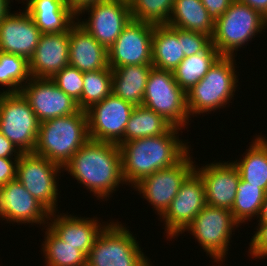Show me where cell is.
<instances>
[{"mask_svg": "<svg viewBox=\"0 0 267 266\" xmlns=\"http://www.w3.org/2000/svg\"><path fill=\"white\" fill-rule=\"evenodd\" d=\"M134 105L111 92L101 102L86 110L91 140L124 143V130Z\"/></svg>", "mask_w": 267, "mask_h": 266, "instance_id": "cell-13", "label": "cell"}, {"mask_svg": "<svg viewBox=\"0 0 267 266\" xmlns=\"http://www.w3.org/2000/svg\"><path fill=\"white\" fill-rule=\"evenodd\" d=\"M69 65L81 72L107 68L108 50L77 21L69 29Z\"/></svg>", "mask_w": 267, "mask_h": 266, "instance_id": "cell-22", "label": "cell"}, {"mask_svg": "<svg viewBox=\"0 0 267 266\" xmlns=\"http://www.w3.org/2000/svg\"><path fill=\"white\" fill-rule=\"evenodd\" d=\"M40 122L28 101L19 93H0V132L21 153H33Z\"/></svg>", "mask_w": 267, "mask_h": 266, "instance_id": "cell-9", "label": "cell"}, {"mask_svg": "<svg viewBox=\"0 0 267 266\" xmlns=\"http://www.w3.org/2000/svg\"><path fill=\"white\" fill-rule=\"evenodd\" d=\"M114 221L111 219L99 233L86 257V266H152L137 237L126 224Z\"/></svg>", "mask_w": 267, "mask_h": 266, "instance_id": "cell-6", "label": "cell"}, {"mask_svg": "<svg viewBox=\"0 0 267 266\" xmlns=\"http://www.w3.org/2000/svg\"><path fill=\"white\" fill-rule=\"evenodd\" d=\"M206 206L204 185L201 177L193 171L181 184L169 208L158 219L164 222L166 238H178Z\"/></svg>", "mask_w": 267, "mask_h": 266, "instance_id": "cell-14", "label": "cell"}, {"mask_svg": "<svg viewBox=\"0 0 267 266\" xmlns=\"http://www.w3.org/2000/svg\"><path fill=\"white\" fill-rule=\"evenodd\" d=\"M11 1L13 2V0H0V20L10 11Z\"/></svg>", "mask_w": 267, "mask_h": 266, "instance_id": "cell-43", "label": "cell"}, {"mask_svg": "<svg viewBox=\"0 0 267 266\" xmlns=\"http://www.w3.org/2000/svg\"><path fill=\"white\" fill-rule=\"evenodd\" d=\"M20 93L28 101L39 122L76 113L77 102L65 94L51 78L31 79Z\"/></svg>", "mask_w": 267, "mask_h": 266, "instance_id": "cell-16", "label": "cell"}, {"mask_svg": "<svg viewBox=\"0 0 267 266\" xmlns=\"http://www.w3.org/2000/svg\"><path fill=\"white\" fill-rule=\"evenodd\" d=\"M45 230L41 253L45 266H86V255L76 247L62 241L48 226Z\"/></svg>", "mask_w": 267, "mask_h": 266, "instance_id": "cell-30", "label": "cell"}, {"mask_svg": "<svg viewBox=\"0 0 267 266\" xmlns=\"http://www.w3.org/2000/svg\"><path fill=\"white\" fill-rule=\"evenodd\" d=\"M83 81L81 99L77 105L80 110L86 111L112 92V69L108 66L97 71L83 72Z\"/></svg>", "mask_w": 267, "mask_h": 266, "instance_id": "cell-33", "label": "cell"}, {"mask_svg": "<svg viewBox=\"0 0 267 266\" xmlns=\"http://www.w3.org/2000/svg\"><path fill=\"white\" fill-rule=\"evenodd\" d=\"M233 0H201L212 20L216 21L226 12Z\"/></svg>", "mask_w": 267, "mask_h": 266, "instance_id": "cell-39", "label": "cell"}, {"mask_svg": "<svg viewBox=\"0 0 267 266\" xmlns=\"http://www.w3.org/2000/svg\"><path fill=\"white\" fill-rule=\"evenodd\" d=\"M21 154L13 143L0 132V158H19Z\"/></svg>", "mask_w": 267, "mask_h": 266, "instance_id": "cell-40", "label": "cell"}, {"mask_svg": "<svg viewBox=\"0 0 267 266\" xmlns=\"http://www.w3.org/2000/svg\"><path fill=\"white\" fill-rule=\"evenodd\" d=\"M215 21L209 16L201 0H174L167 25L208 35L214 32Z\"/></svg>", "mask_w": 267, "mask_h": 266, "instance_id": "cell-27", "label": "cell"}, {"mask_svg": "<svg viewBox=\"0 0 267 266\" xmlns=\"http://www.w3.org/2000/svg\"><path fill=\"white\" fill-rule=\"evenodd\" d=\"M194 171L203 181L206 205L231 210L240 181V173L232 161L214 160L201 167L195 163Z\"/></svg>", "mask_w": 267, "mask_h": 266, "instance_id": "cell-18", "label": "cell"}, {"mask_svg": "<svg viewBox=\"0 0 267 266\" xmlns=\"http://www.w3.org/2000/svg\"><path fill=\"white\" fill-rule=\"evenodd\" d=\"M267 137L257 135L250 142V147L243 153V158L232 160L240 173V179L250 185L262 188L267 193ZM240 160V161H239Z\"/></svg>", "mask_w": 267, "mask_h": 266, "instance_id": "cell-26", "label": "cell"}, {"mask_svg": "<svg viewBox=\"0 0 267 266\" xmlns=\"http://www.w3.org/2000/svg\"><path fill=\"white\" fill-rule=\"evenodd\" d=\"M19 158H0V187L16 179Z\"/></svg>", "mask_w": 267, "mask_h": 266, "instance_id": "cell-38", "label": "cell"}, {"mask_svg": "<svg viewBox=\"0 0 267 266\" xmlns=\"http://www.w3.org/2000/svg\"><path fill=\"white\" fill-rule=\"evenodd\" d=\"M211 44L204 52L185 57L173 71L175 81L185 91L195 86L220 57Z\"/></svg>", "mask_w": 267, "mask_h": 266, "instance_id": "cell-28", "label": "cell"}, {"mask_svg": "<svg viewBox=\"0 0 267 266\" xmlns=\"http://www.w3.org/2000/svg\"><path fill=\"white\" fill-rule=\"evenodd\" d=\"M42 34L24 8L19 13L10 10L0 20V52L16 54L29 61Z\"/></svg>", "mask_w": 267, "mask_h": 266, "instance_id": "cell-19", "label": "cell"}, {"mask_svg": "<svg viewBox=\"0 0 267 266\" xmlns=\"http://www.w3.org/2000/svg\"><path fill=\"white\" fill-rule=\"evenodd\" d=\"M49 215L50 212L17 179L0 187V218L2 221L45 227L48 226L46 224L49 222Z\"/></svg>", "mask_w": 267, "mask_h": 266, "instance_id": "cell-17", "label": "cell"}, {"mask_svg": "<svg viewBox=\"0 0 267 266\" xmlns=\"http://www.w3.org/2000/svg\"><path fill=\"white\" fill-rule=\"evenodd\" d=\"M211 44V38L208 35L182 29V50L185 57L202 53Z\"/></svg>", "mask_w": 267, "mask_h": 266, "instance_id": "cell-36", "label": "cell"}, {"mask_svg": "<svg viewBox=\"0 0 267 266\" xmlns=\"http://www.w3.org/2000/svg\"><path fill=\"white\" fill-rule=\"evenodd\" d=\"M235 58L220 56L204 77L186 92L190 118L217 112L232 103L239 82Z\"/></svg>", "mask_w": 267, "mask_h": 266, "instance_id": "cell-4", "label": "cell"}, {"mask_svg": "<svg viewBox=\"0 0 267 266\" xmlns=\"http://www.w3.org/2000/svg\"><path fill=\"white\" fill-rule=\"evenodd\" d=\"M90 139L86 111L57 117L40 123L34 154L62 168Z\"/></svg>", "mask_w": 267, "mask_h": 266, "instance_id": "cell-3", "label": "cell"}, {"mask_svg": "<svg viewBox=\"0 0 267 266\" xmlns=\"http://www.w3.org/2000/svg\"><path fill=\"white\" fill-rule=\"evenodd\" d=\"M240 226L231 210L206 205L184 232L192 234L204 252L222 266L235 234L232 232Z\"/></svg>", "mask_w": 267, "mask_h": 266, "instance_id": "cell-8", "label": "cell"}, {"mask_svg": "<svg viewBox=\"0 0 267 266\" xmlns=\"http://www.w3.org/2000/svg\"><path fill=\"white\" fill-rule=\"evenodd\" d=\"M152 65H127L112 69V92L134 106H142Z\"/></svg>", "mask_w": 267, "mask_h": 266, "instance_id": "cell-25", "label": "cell"}, {"mask_svg": "<svg viewBox=\"0 0 267 266\" xmlns=\"http://www.w3.org/2000/svg\"><path fill=\"white\" fill-rule=\"evenodd\" d=\"M63 168L45 157L22 153L17 162L16 179L50 213L58 211L59 175ZM57 203V204H56ZM57 207V208H56Z\"/></svg>", "mask_w": 267, "mask_h": 266, "instance_id": "cell-10", "label": "cell"}, {"mask_svg": "<svg viewBox=\"0 0 267 266\" xmlns=\"http://www.w3.org/2000/svg\"><path fill=\"white\" fill-rule=\"evenodd\" d=\"M69 7L78 14L84 7L102 0H65Z\"/></svg>", "mask_w": 267, "mask_h": 266, "instance_id": "cell-42", "label": "cell"}, {"mask_svg": "<svg viewBox=\"0 0 267 266\" xmlns=\"http://www.w3.org/2000/svg\"><path fill=\"white\" fill-rule=\"evenodd\" d=\"M64 171L104 202L112 197L119 184L126 185L121 152L116 143L89 139L63 167Z\"/></svg>", "mask_w": 267, "mask_h": 266, "instance_id": "cell-1", "label": "cell"}, {"mask_svg": "<svg viewBox=\"0 0 267 266\" xmlns=\"http://www.w3.org/2000/svg\"><path fill=\"white\" fill-rule=\"evenodd\" d=\"M69 65V30L42 34L29 60L31 77L52 78Z\"/></svg>", "mask_w": 267, "mask_h": 266, "instance_id": "cell-21", "label": "cell"}, {"mask_svg": "<svg viewBox=\"0 0 267 266\" xmlns=\"http://www.w3.org/2000/svg\"><path fill=\"white\" fill-rule=\"evenodd\" d=\"M142 106L153 110L173 127L184 129V131L191 121L186 92L177 84L172 71L151 68Z\"/></svg>", "mask_w": 267, "mask_h": 266, "instance_id": "cell-7", "label": "cell"}, {"mask_svg": "<svg viewBox=\"0 0 267 266\" xmlns=\"http://www.w3.org/2000/svg\"><path fill=\"white\" fill-rule=\"evenodd\" d=\"M132 19L153 25L167 24L174 0H128Z\"/></svg>", "mask_w": 267, "mask_h": 266, "instance_id": "cell-34", "label": "cell"}, {"mask_svg": "<svg viewBox=\"0 0 267 266\" xmlns=\"http://www.w3.org/2000/svg\"><path fill=\"white\" fill-rule=\"evenodd\" d=\"M258 11L267 19V0H237Z\"/></svg>", "mask_w": 267, "mask_h": 266, "instance_id": "cell-41", "label": "cell"}, {"mask_svg": "<svg viewBox=\"0 0 267 266\" xmlns=\"http://www.w3.org/2000/svg\"><path fill=\"white\" fill-rule=\"evenodd\" d=\"M153 31V24L131 19L108 50L109 67L152 65Z\"/></svg>", "mask_w": 267, "mask_h": 266, "instance_id": "cell-15", "label": "cell"}, {"mask_svg": "<svg viewBox=\"0 0 267 266\" xmlns=\"http://www.w3.org/2000/svg\"><path fill=\"white\" fill-rule=\"evenodd\" d=\"M190 151L171 167L158 170L135 184L132 189L152 205L153 211L161 217L177 195L181 184L194 171L195 160Z\"/></svg>", "mask_w": 267, "mask_h": 266, "instance_id": "cell-11", "label": "cell"}, {"mask_svg": "<svg viewBox=\"0 0 267 266\" xmlns=\"http://www.w3.org/2000/svg\"><path fill=\"white\" fill-rule=\"evenodd\" d=\"M184 58L182 29L167 24L154 25L152 66L173 72Z\"/></svg>", "mask_w": 267, "mask_h": 266, "instance_id": "cell-24", "label": "cell"}, {"mask_svg": "<svg viewBox=\"0 0 267 266\" xmlns=\"http://www.w3.org/2000/svg\"><path fill=\"white\" fill-rule=\"evenodd\" d=\"M21 1L20 3L25 4L24 9L43 34L67 32L77 21V14L65 0Z\"/></svg>", "mask_w": 267, "mask_h": 266, "instance_id": "cell-23", "label": "cell"}, {"mask_svg": "<svg viewBox=\"0 0 267 266\" xmlns=\"http://www.w3.org/2000/svg\"><path fill=\"white\" fill-rule=\"evenodd\" d=\"M182 130L172 127L160 136L121 143L119 148L122 174L126 186L132 188L144 177L178 163L191 149L188 139L183 140L179 137V131L183 133Z\"/></svg>", "mask_w": 267, "mask_h": 266, "instance_id": "cell-2", "label": "cell"}, {"mask_svg": "<svg viewBox=\"0 0 267 266\" xmlns=\"http://www.w3.org/2000/svg\"><path fill=\"white\" fill-rule=\"evenodd\" d=\"M258 223H267V193H266V197L265 200L262 204L259 216H258Z\"/></svg>", "mask_w": 267, "mask_h": 266, "instance_id": "cell-44", "label": "cell"}, {"mask_svg": "<svg viewBox=\"0 0 267 266\" xmlns=\"http://www.w3.org/2000/svg\"><path fill=\"white\" fill-rule=\"evenodd\" d=\"M266 192L262 188L250 185L240 179L237 193L231 209L234 219L242 225L248 221L258 219Z\"/></svg>", "mask_w": 267, "mask_h": 266, "instance_id": "cell-31", "label": "cell"}, {"mask_svg": "<svg viewBox=\"0 0 267 266\" xmlns=\"http://www.w3.org/2000/svg\"><path fill=\"white\" fill-rule=\"evenodd\" d=\"M173 126L162 116L144 106H135L124 130V142L160 136Z\"/></svg>", "mask_w": 267, "mask_h": 266, "instance_id": "cell-29", "label": "cell"}, {"mask_svg": "<svg viewBox=\"0 0 267 266\" xmlns=\"http://www.w3.org/2000/svg\"><path fill=\"white\" fill-rule=\"evenodd\" d=\"M55 84L74 101L81 99L84 86L83 72L73 66H65L51 78Z\"/></svg>", "mask_w": 267, "mask_h": 266, "instance_id": "cell-35", "label": "cell"}, {"mask_svg": "<svg viewBox=\"0 0 267 266\" xmlns=\"http://www.w3.org/2000/svg\"><path fill=\"white\" fill-rule=\"evenodd\" d=\"M267 29V19L248 5L233 0L214 24L212 45L221 56L236 57V51L246 46Z\"/></svg>", "mask_w": 267, "mask_h": 266, "instance_id": "cell-5", "label": "cell"}, {"mask_svg": "<svg viewBox=\"0 0 267 266\" xmlns=\"http://www.w3.org/2000/svg\"><path fill=\"white\" fill-rule=\"evenodd\" d=\"M87 12L88 18L81 19L80 16ZM131 19L127 0H102L84 7L77 14V22L107 50Z\"/></svg>", "mask_w": 267, "mask_h": 266, "instance_id": "cell-12", "label": "cell"}, {"mask_svg": "<svg viewBox=\"0 0 267 266\" xmlns=\"http://www.w3.org/2000/svg\"><path fill=\"white\" fill-rule=\"evenodd\" d=\"M68 214L60 211L50 213L51 222L49 221L47 225L62 241L76 247L87 256L99 233L110 220L105 223L102 219L99 221L97 216L86 218Z\"/></svg>", "mask_w": 267, "mask_h": 266, "instance_id": "cell-20", "label": "cell"}, {"mask_svg": "<svg viewBox=\"0 0 267 266\" xmlns=\"http://www.w3.org/2000/svg\"><path fill=\"white\" fill-rule=\"evenodd\" d=\"M248 248L250 258L265 259L267 257V223H258Z\"/></svg>", "mask_w": 267, "mask_h": 266, "instance_id": "cell-37", "label": "cell"}, {"mask_svg": "<svg viewBox=\"0 0 267 266\" xmlns=\"http://www.w3.org/2000/svg\"><path fill=\"white\" fill-rule=\"evenodd\" d=\"M31 79L29 61L16 54L0 52V93H19ZM7 87V88H6Z\"/></svg>", "mask_w": 267, "mask_h": 266, "instance_id": "cell-32", "label": "cell"}]
</instances>
